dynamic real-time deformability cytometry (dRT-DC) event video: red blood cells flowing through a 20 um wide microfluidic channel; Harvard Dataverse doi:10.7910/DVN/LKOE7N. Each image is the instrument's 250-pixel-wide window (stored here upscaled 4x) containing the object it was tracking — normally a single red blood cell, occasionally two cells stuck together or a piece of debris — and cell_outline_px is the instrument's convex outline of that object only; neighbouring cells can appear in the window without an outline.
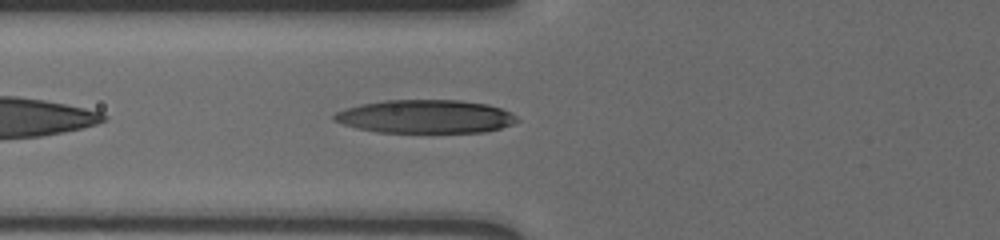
{"species": "human", "species_latin": "Homo sapiens", "temperature_condition": "cold", "stored_images_in_passage": 7, "camera_frame_rate_fps": 3000, "um_per_image_px": 0.085, "donor": {"sex": "male"}, "frame": {"image": 1, "passage_image": 4, "time_ms": 1.0, "image_size_px": [1000, 240], "cell_outline_px": [[520, 120], [512, 124], [500, 128], [484, 132], [380, 132], [356, 128], [332, 120], [332, 116], [336, 112], [360, 104], [384, 100], [460, 100], [488, 104], [512, 112]], "centroid_in_image_um": [36.18, 9.9], "position_along_channel_um": 89.6, "area_um2": 35.55}}
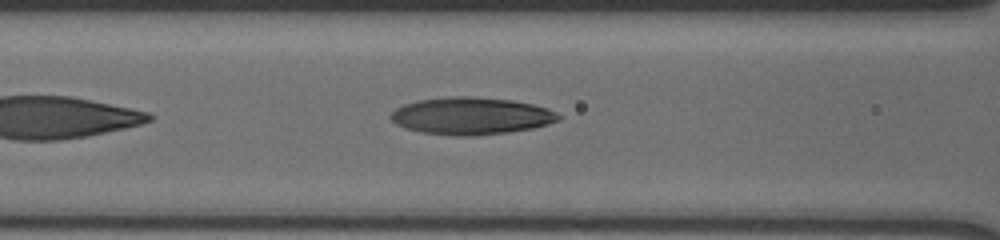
{"frame": {"image": 2, "passage_image": 6, "time_ms": 1.667, "image_size_px": [1000, 240], "cell_outline_px": [[560, 120], [548, 124], [532, 128], [508, 132], [476, 136], [456, 136], [420, 132], [404, 128], [396, 124], [388, 116], [396, 108], [404, 104], [420, 100], [448, 96], [472, 96], [512, 100], [532, 104], [556, 112], [560, 116]], "centroid_in_image_um": [40.01, 9.86], "position_along_channel_um": 126.6, "area_um2": 36.47}}